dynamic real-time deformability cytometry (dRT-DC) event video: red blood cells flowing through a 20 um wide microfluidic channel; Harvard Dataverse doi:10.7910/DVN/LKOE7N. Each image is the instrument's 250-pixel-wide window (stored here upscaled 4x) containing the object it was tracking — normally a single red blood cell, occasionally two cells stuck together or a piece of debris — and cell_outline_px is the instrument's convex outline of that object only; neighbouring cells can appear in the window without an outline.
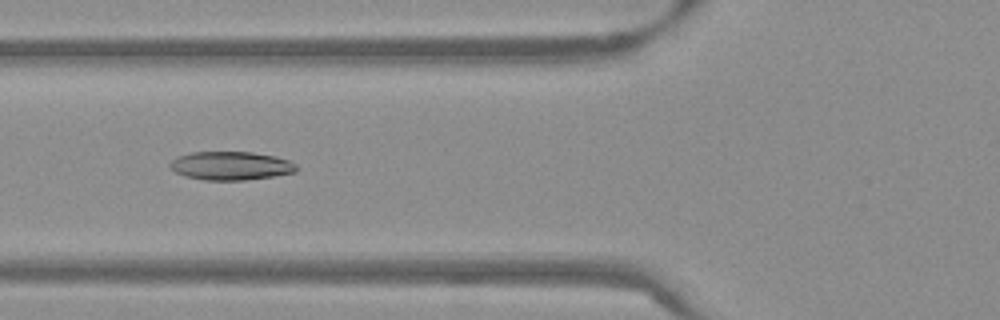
{"species": "Egyptian fruit bat (a non-hibernating species)", "species_latin": "Rousettus aegyptiacus", "temperature_condition": "warm", "stored_images_in_passage": 43, "camera_frame_rate_fps": 3000, "um_per_image_px": 0.085, "frame": {"image": 1, "passage_image": 20, "time_ms": 6.333, "image_size_px": [1000, 320], "cell_outline_px": [[300, 168], [296, 172], [272, 176], [244, 180], [204, 180], [184, 176], [176, 172], [168, 164], [176, 156], [192, 152], [252, 152], [276, 156], [288, 160], [296, 164]], "centroid_in_image_um": [19.63, 14.08], "position_along_channel_um": 106.2, "area_um2": 21.1}}
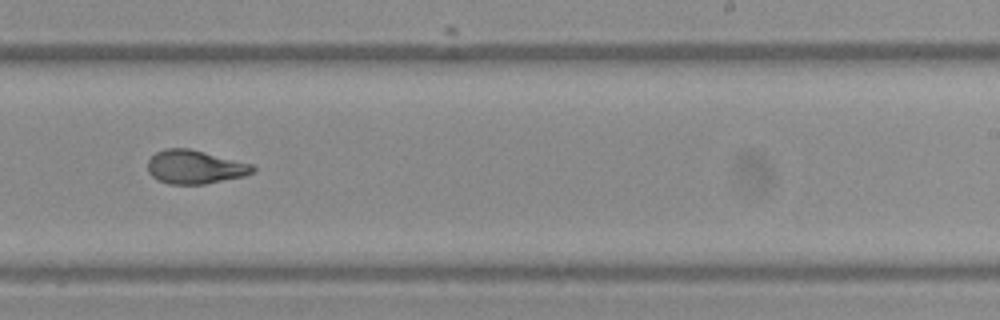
{"frame": {"image": 2, "passage_image": 33, "time_ms": 10.667, "image_size_px": [1000, 320], "cell_outline_px": [[256, 172], [244, 176], [204, 184], [168, 184], [156, 180], [148, 172], [148, 160], [156, 152], [164, 148], [188, 148], [252, 164], [256, 168]], "centroid_in_image_um": [16.56, 14.2], "position_along_channel_um": 272.4, "area_um2": 20.63}}
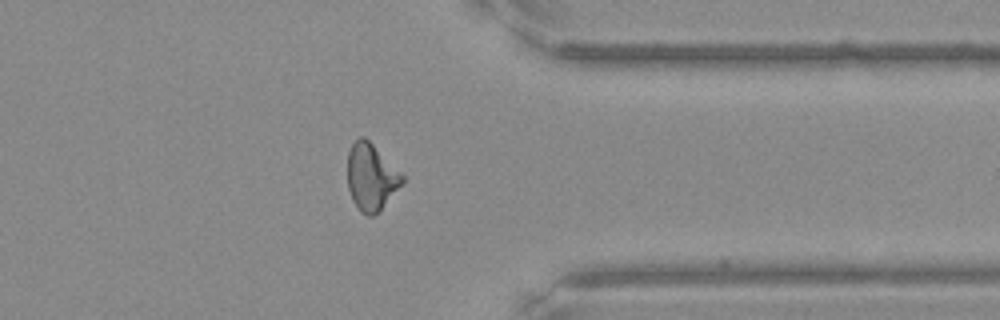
{"frame": {"image": 3, "passage_image": 42, "time_ms": 13.667, "image_size_px": [1000, 320], "cell_outline_px": [[404, 180], [380, 208], [372, 216], [368, 216], [360, 212], [352, 200], [348, 188], [348, 152], [352, 144], [360, 136], [364, 136], [404, 176]], "centroid_in_image_um": [31.5, 15.04], "position_along_channel_um": 379.9, "area_um2": 20.63}}